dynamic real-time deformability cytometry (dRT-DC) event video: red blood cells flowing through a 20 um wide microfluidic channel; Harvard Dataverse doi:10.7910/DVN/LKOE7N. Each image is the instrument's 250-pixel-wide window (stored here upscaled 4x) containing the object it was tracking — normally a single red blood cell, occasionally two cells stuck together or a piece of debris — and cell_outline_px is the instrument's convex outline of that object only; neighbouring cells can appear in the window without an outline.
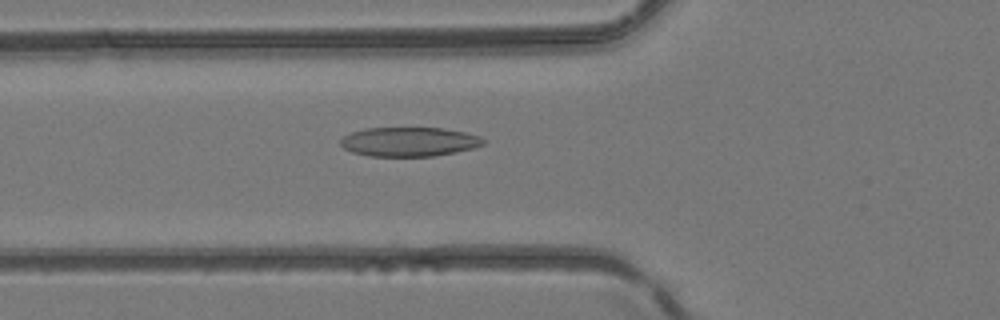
{"species": "common noctule bat (a hibernating species)", "species_latin": "Nyctalus noctula", "temperature_condition": "room temperature", "stored_images_in_passage": 4, "camera_frame_rate_fps": 3000, "um_per_image_px": 0.085, "animal": {"sex": "female", "body_mass_g": 24.6, "forearm_length_mm": 56.2}, "frame": {"image": 1, "passage_image": 4, "time_ms": 4.667, "image_size_px": [1000, 320], "cell_outline_px": [[484, 144], [472, 148], [432, 156], [368, 156], [352, 152], [344, 148], [340, 144], [340, 140], [344, 136], [352, 132], [364, 128], [444, 128], [464, 132], [480, 136], [484, 140]], "centroid_in_image_um": [34.74, 12.04], "position_along_channel_um": 91.1, "area_um2": 24.16}}